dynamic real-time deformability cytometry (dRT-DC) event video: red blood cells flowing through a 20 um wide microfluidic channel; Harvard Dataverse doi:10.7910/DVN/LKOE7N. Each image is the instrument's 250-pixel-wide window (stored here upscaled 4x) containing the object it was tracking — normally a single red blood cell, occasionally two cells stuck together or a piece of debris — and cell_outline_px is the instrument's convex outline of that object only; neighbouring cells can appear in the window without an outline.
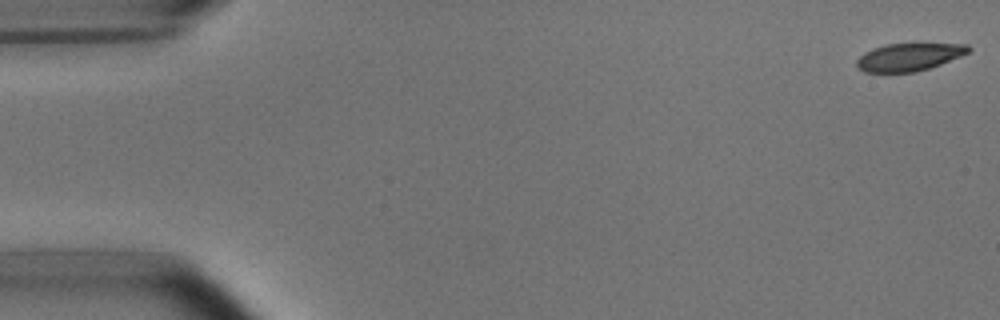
{"species": "common noctule bat (a hibernating species)", "species_latin": "Nyctalus noctula", "temperature_condition": "room temperature", "stored_images_in_passage": 52, "camera_frame_rate_fps": 3000, "um_per_image_px": 0.085, "animal": {"sex": "male", "body_mass_g": 15.6}, "frame": {"image": 1, "passage_image": 1, "time_ms": 0.0, "image_size_px": [1000, 320], "cell_outline_px": [[972, 48], [968, 52], [960, 56], [940, 64], [916, 72], [864, 72], [856, 68], [856, 60], [864, 52], [872, 48], [888, 44], [916, 40], [968, 44]], "centroid_in_image_um": [77.3, 4.78], "position_along_channel_um": 7.7, "area_um2": 19.07}}
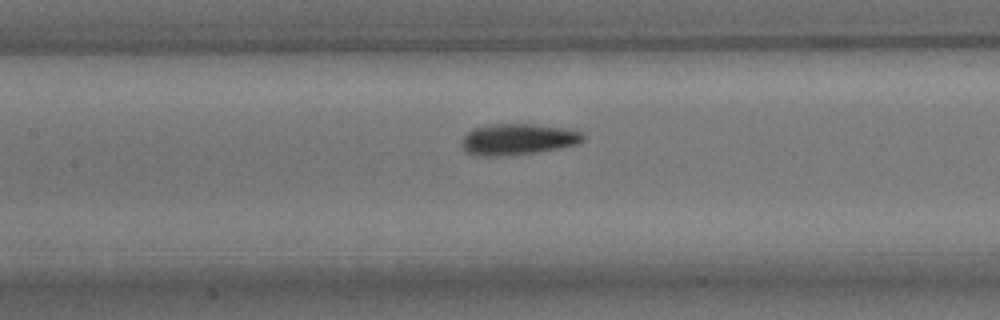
{"frame": {"image": 2, "passage_image": 24, "time_ms": 7.667, "image_size_px": [1000, 320], "cell_outline_px": [[584, 140], [576, 144], [560, 148], [536, 152], [488, 156], [476, 156], [468, 152], [460, 144], [464, 136], [468, 132], [476, 128], [488, 124], [532, 124], [564, 128], [580, 132], [584, 136]], "centroid_in_image_um": [44.0, 11.83], "position_along_channel_um": 163.4, "area_um2": 21.68}}
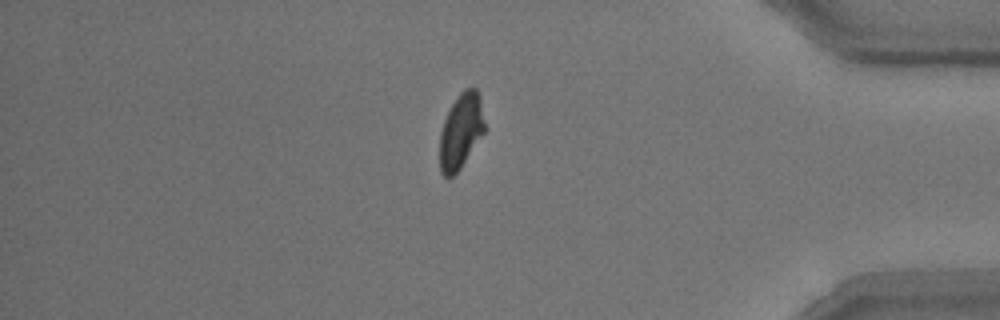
{"frame": {"image": 3, "passage_image": 45, "time_ms": 14.667, "image_size_px": [1000, 320], "cell_outline_px": [[484, 132], [460, 168], [452, 176], [444, 176], [440, 172], [440, 132], [444, 120], [452, 104], [460, 92], [464, 88], [476, 88], [480, 96], [484, 124]], "centroid_in_image_um": [39.16, 11.12], "position_along_channel_um": 396.0, "area_um2": 19.31}, "authors_computed_cell_mechanics": {"area_um2": 20.4901, "velocity_mm_per_s": 3.7849, "shape_relaxation_time_tau1_ms": 2.6763, "shape_relaxation_time_tau2_ms": 2.7806, "deformation_change_tau1": 0.1438, "deformation_change_tau2": 0.0819}}